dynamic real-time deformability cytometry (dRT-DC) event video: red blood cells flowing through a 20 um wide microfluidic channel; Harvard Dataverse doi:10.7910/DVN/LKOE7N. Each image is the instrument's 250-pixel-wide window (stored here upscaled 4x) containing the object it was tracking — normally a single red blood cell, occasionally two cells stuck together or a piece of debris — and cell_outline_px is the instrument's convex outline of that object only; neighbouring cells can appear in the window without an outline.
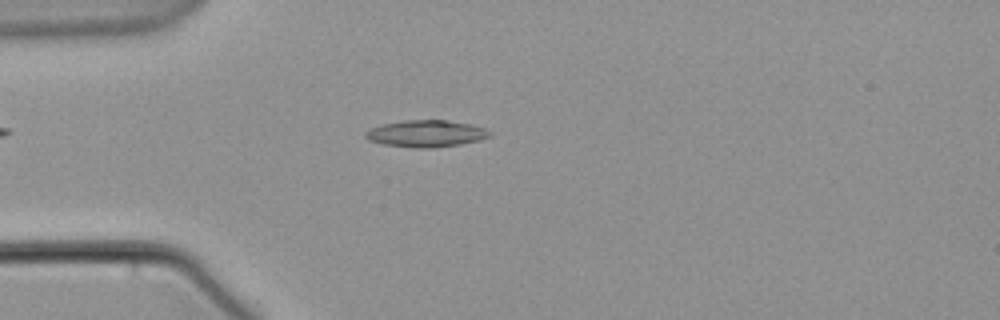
{"species": "common noctule bat (a hibernating species)", "species_latin": "Nyctalus noctula", "temperature_condition": "warm", "stored_images_in_passage": 1, "camera_frame_rate_fps": 3000, "um_per_image_px": 0.085, "animal": {"sex": "male", "body_mass_g": 21.5, "forearm_length_mm": 52.0}, "frame": {"image": 1, "passage_image": 1, "time_ms": 0.0, "image_size_px": [1000, 320], "cell_outline_px": [[492, 136], [480, 140], [460, 144], [436, 148], [416, 148], [384, 144], [368, 140], [364, 136], [364, 132], [372, 128], [384, 124], [404, 120], [444, 120], [472, 124], [484, 128], [492, 132]], "centroid_in_image_um": [36.25, 11.36], "position_along_channel_um": 48.7, "area_um2": 19.48}}